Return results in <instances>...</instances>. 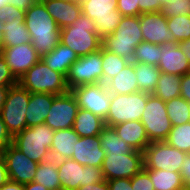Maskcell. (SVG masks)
I'll use <instances>...</instances> for the list:
<instances>
[{"label": "cell", "mask_w": 190, "mask_h": 190, "mask_svg": "<svg viewBox=\"0 0 190 190\" xmlns=\"http://www.w3.org/2000/svg\"><path fill=\"white\" fill-rule=\"evenodd\" d=\"M6 59L7 65L19 80L34 64L41 60L32 43L3 47L0 51Z\"/></svg>", "instance_id": "e0dca14e"}, {"label": "cell", "mask_w": 190, "mask_h": 190, "mask_svg": "<svg viewBox=\"0 0 190 190\" xmlns=\"http://www.w3.org/2000/svg\"><path fill=\"white\" fill-rule=\"evenodd\" d=\"M145 127L149 142L165 141L172 129L165 101L148 93V100L140 120Z\"/></svg>", "instance_id": "7c38bea8"}, {"label": "cell", "mask_w": 190, "mask_h": 190, "mask_svg": "<svg viewBox=\"0 0 190 190\" xmlns=\"http://www.w3.org/2000/svg\"><path fill=\"white\" fill-rule=\"evenodd\" d=\"M18 83V80L11 73L6 59L0 52V86L10 87Z\"/></svg>", "instance_id": "7bdbcfd3"}, {"label": "cell", "mask_w": 190, "mask_h": 190, "mask_svg": "<svg viewBox=\"0 0 190 190\" xmlns=\"http://www.w3.org/2000/svg\"><path fill=\"white\" fill-rule=\"evenodd\" d=\"M56 96L51 93H30V101L26 112L27 127L44 123Z\"/></svg>", "instance_id": "603a6c76"}, {"label": "cell", "mask_w": 190, "mask_h": 190, "mask_svg": "<svg viewBox=\"0 0 190 190\" xmlns=\"http://www.w3.org/2000/svg\"><path fill=\"white\" fill-rule=\"evenodd\" d=\"M181 93V76L173 74H160L153 95L167 102L180 96Z\"/></svg>", "instance_id": "4dcf8cb0"}, {"label": "cell", "mask_w": 190, "mask_h": 190, "mask_svg": "<svg viewBox=\"0 0 190 190\" xmlns=\"http://www.w3.org/2000/svg\"><path fill=\"white\" fill-rule=\"evenodd\" d=\"M39 0H10L9 4L13 5L19 10L26 11L29 9L32 5L37 3Z\"/></svg>", "instance_id": "c3c4849f"}, {"label": "cell", "mask_w": 190, "mask_h": 190, "mask_svg": "<svg viewBox=\"0 0 190 190\" xmlns=\"http://www.w3.org/2000/svg\"><path fill=\"white\" fill-rule=\"evenodd\" d=\"M18 83L29 93H51L63 95L68 93L66 76L59 71L51 70L42 59L34 64Z\"/></svg>", "instance_id": "277c9868"}, {"label": "cell", "mask_w": 190, "mask_h": 190, "mask_svg": "<svg viewBox=\"0 0 190 190\" xmlns=\"http://www.w3.org/2000/svg\"><path fill=\"white\" fill-rule=\"evenodd\" d=\"M105 126L103 118L79 108L72 128L80 137H92L100 135Z\"/></svg>", "instance_id": "484cf974"}, {"label": "cell", "mask_w": 190, "mask_h": 190, "mask_svg": "<svg viewBox=\"0 0 190 190\" xmlns=\"http://www.w3.org/2000/svg\"><path fill=\"white\" fill-rule=\"evenodd\" d=\"M170 146L175 147L186 153H190V122L172 126L167 139Z\"/></svg>", "instance_id": "d590c367"}, {"label": "cell", "mask_w": 190, "mask_h": 190, "mask_svg": "<svg viewBox=\"0 0 190 190\" xmlns=\"http://www.w3.org/2000/svg\"><path fill=\"white\" fill-rule=\"evenodd\" d=\"M66 1H70V2H74V3L81 4V2H82L83 0H66Z\"/></svg>", "instance_id": "94428289"}, {"label": "cell", "mask_w": 190, "mask_h": 190, "mask_svg": "<svg viewBox=\"0 0 190 190\" xmlns=\"http://www.w3.org/2000/svg\"><path fill=\"white\" fill-rule=\"evenodd\" d=\"M130 180L131 186L134 190H155L154 185L148 175V169L144 167Z\"/></svg>", "instance_id": "ab89813d"}, {"label": "cell", "mask_w": 190, "mask_h": 190, "mask_svg": "<svg viewBox=\"0 0 190 190\" xmlns=\"http://www.w3.org/2000/svg\"><path fill=\"white\" fill-rule=\"evenodd\" d=\"M24 20L25 19V11L19 10L11 4L5 5L0 9V21L5 23L13 20Z\"/></svg>", "instance_id": "b9f144b4"}, {"label": "cell", "mask_w": 190, "mask_h": 190, "mask_svg": "<svg viewBox=\"0 0 190 190\" xmlns=\"http://www.w3.org/2000/svg\"><path fill=\"white\" fill-rule=\"evenodd\" d=\"M117 11L123 16H139L141 0H118Z\"/></svg>", "instance_id": "60d3db41"}, {"label": "cell", "mask_w": 190, "mask_h": 190, "mask_svg": "<svg viewBox=\"0 0 190 190\" xmlns=\"http://www.w3.org/2000/svg\"><path fill=\"white\" fill-rule=\"evenodd\" d=\"M148 175L155 190H182L185 184L178 172L164 170H148Z\"/></svg>", "instance_id": "1f68e13d"}, {"label": "cell", "mask_w": 190, "mask_h": 190, "mask_svg": "<svg viewBox=\"0 0 190 190\" xmlns=\"http://www.w3.org/2000/svg\"><path fill=\"white\" fill-rule=\"evenodd\" d=\"M99 136L101 140V148L106 154L125 155L134 150L118 137L113 127L105 126Z\"/></svg>", "instance_id": "d6a6232c"}, {"label": "cell", "mask_w": 190, "mask_h": 190, "mask_svg": "<svg viewBox=\"0 0 190 190\" xmlns=\"http://www.w3.org/2000/svg\"><path fill=\"white\" fill-rule=\"evenodd\" d=\"M23 186H24V190H48L44 186L36 182H31Z\"/></svg>", "instance_id": "11a10c76"}, {"label": "cell", "mask_w": 190, "mask_h": 190, "mask_svg": "<svg viewBox=\"0 0 190 190\" xmlns=\"http://www.w3.org/2000/svg\"><path fill=\"white\" fill-rule=\"evenodd\" d=\"M102 47L99 51L79 57L69 68L66 83L69 90L82 85L103 83Z\"/></svg>", "instance_id": "8fae6325"}, {"label": "cell", "mask_w": 190, "mask_h": 190, "mask_svg": "<svg viewBox=\"0 0 190 190\" xmlns=\"http://www.w3.org/2000/svg\"><path fill=\"white\" fill-rule=\"evenodd\" d=\"M112 127L118 137L134 150L143 152L150 144L145 127L141 121H126Z\"/></svg>", "instance_id": "7402d4cb"}, {"label": "cell", "mask_w": 190, "mask_h": 190, "mask_svg": "<svg viewBox=\"0 0 190 190\" xmlns=\"http://www.w3.org/2000/svg\"><path fill=\"white\" fill-rule=\"evenodd\" d=\"M10 0H0V9L9 4Z\"/></svg>", "instance_id": "91938a15"}, {"label": "cell", "mask_w": 190, "mask_h": 190, "mask_svg": "<svg viewBox=\"0 0 190 190\" xmlns=\"http://www.w3.org/2000/svg\"><path fill=\"white\" fill-rule=\"evenodd\" d=\"M143 41L156 45L174 43L167 26V19L161 12L142 13L139 15Z\"/></svg>", "instance_id": "ac0fdd59"}, {"label": "cell", "mask_w": 190, "mask_h": 190, "mask_svg": "<svg viewBox=\"0 0 190 190\" xmlns=\"http://www.w3.org/2000/svg\"><path fill=\"white\" fill-rule=\"evenodd\" d=\"M60 29L72 25L82 14L81 4L66 0H40Z\"/></svg>", "instance_id": "44dd1931"}, {"label": "cell", "mask_w": 190, "mask_h": 190, "mask_svg": "<svg viewBox=\"0 0 190 190\" xmlns=\"http://www.w3.org/2000/svg\"><path fill=\"white\" fill-rule=\"evenodd\" d=\"M3 31H4V23L0 21V51L3 48Z\"/></svg>", "instance_id": "680465c9"}, {"label": "cell", "mask_w": 190, "mask_h": 190, "mask_svg": "<svg viewBox=\"0 0 190 190\" xmlns=\"http://www.w3.org/2000/svg\"><path fill=\"white\" fill-rule=\"evenodd\" d=\"M33 182L41 184L48 190H61L57 160L49 158L39 163Z\"/></svg>", "instance_id": "83f0119b"}, {"label": "cell", "mask_w": 190, "mask_h": 190, "mask_svg": "<svg viewBox=\"0 0 190 190\" xmlns=\"http://www.w3.org/2000/svg\"><path fill=\"white\" fill-rule=\"evenodd\" d=\"M166 18L190 15V0H173L162 6L160 11Z\"/></svg>", "instance_id": "f35d334b"}, {"label": "cell", "mask_w": 190, "mask_h": 190, "mask_svg": "<svg viewBox=\"0 0 190 190\" xmlns=\"http://www.w3.org/2000/svg\"><path fill=\"white\" fill-rule=\"evenodd\" d=\"M29 101L30 93L19 83L8 88L0 114L12 137L27 127L26 112Z\"/></svg>", "instance_id": "8992f818"}, {"label": "cell", "mask_w": 190, "mask_h": 190, "mask_svg": "<svg viewBox=\"0 0 190 190\" xmlns=\"http://www.w3.org/2000/svg\"><path fill=\"white\" fill-rule=\"evenodd\" d=\"M178 46L181 48L190 63V39L179 42Z\"/></svg>", "instance_id": "db71d44e"}, {"label": "cell", "mask_w": 190, "mask_h": 190, "mask_svg": "<svg viewBox=\"0 0 190 190\" xmlns=\"http://www.w3.org/2000/svg\"><path fill=\"white\" fill-rule=\"evenodd\" d=\"M77 54L66 45L59 43L55 49L41 57L42 61L53 71L65 76L71 65L78 59Z\"/></svg>", "instance_id": "d4e9b609"}, {"label": "cell", "mask_w": 190, "mask_h": 190, "mask_svg": "<svg viewBox=\"0 0 190 190\" xmlns=\"http://www.w3.org/2000/svg\"><path fill=\"white\" fill-rule=\"evenodd\" d=\"M166 19L175 43L190 39V15H179Z\"/></svg>", "instance_id": "74e56055"}, {"label": "cell", "mask_w": 190, "mask_h": 190, "mask_svg": "<svg viewBox=\"0 0 190 190\" xmlns=\"http://www.w3.org/2000/svg\"><path fill=\"white\" fill-rule=\"evenodd\" d=\"M80 109L92 112L105 120L111 101V94L103 83L82 85L70 90Z\"/></svg>", "instance_id": "5bb4252c"}, {"label": "cell", "mask_w": 190, "mask_h": 190, "mask_svg": "<svg viewBox=\"0 0 190 190\" xmlns=\"http://www.w3.org/2000/svg\"><path fill=\"white\" fill-rule=\"evenodd\" d=\"M173 0H155V12H160L163 5H166Z\"/></svg>", "instance_id": "6f0895ef"}, {"label": "cell", "mask_w": 190, "mask_h": 190, "mask_svg": "<svg viewBox=\"0 0 190 190\" xmlns=\"http://www.w3.org/2000/svg\"><path fill=\"white\" fill-rule=\"evenodd\" d=\"M180 96L190 102V73L181 76Z\"/></svg>", "instance_id": "bcb514c9"}, {"label": "cell", "mask_w": 190, "mask_h": 190, "mask_svg": "<svg viewBox=\"0 0 190 190\" xmlns=\"http://www.w3.org/2000/svg\"><path fill=\"white\" fill-rule=\"evenodd\" d=\"M137 77V86L141 92L153 94L156 89L161 71L155 65H149L142 62H132Z\"/></svg>", "instance_id": "f1b7e54d"}, {"label": "cell", "mask_w": 190, "mask_h": 190, "mask_svg": "<svg viewBox=\"0 0 190 190\" xmlns=\"http://www.w3.org/2000/svg\"><path fill=\"white\" fill-rule=\"evenodd\" d=\"M155 12V0H141V14Z\"/></svg>", "instance_id": "816d5d0a"}, {"label": "cell", "mask_w": 190, "mask_h": 190, "mask_svg": "<svg viewBox=\"0 0 190 190\" xmlns=\"http://www.w3.org/2000/svg\"><path fill=\"white\" fill-rule=\"evenodd\" d=\"M9 180L22 185L33 182L38 163L25 156L13 143L2 150Z\"/></svg>", "instance_id": "9a60e30c"}, {"label": "cell", "mask_w": 190, "mask_h": 190, "mask_svg": "<svg viewBox=\"0 0 190 190\" xmlns=\"http://www.w3.org/2000/svg\"><path fill=\"white\" fill-rule=\"evenodd\" d=\"M79 139L80 136L76 134L73 128L56 130L50 148L51 158H55L57 161L71 159Z\"/></svg>", "instance_id": "cb8c5ba5"}, {"label": "cell", "mask_w": 190, "mask_h": 190, "mask_svg": "<svg viewBox=\"0 0 190 190\" xmlns=\"http://www.w3.org/2000/svg\"><path fill=\"white\" fill-rule=\"evenodd\" d=\"M160 50L162 54L157 67L162 73L179 76L189 73L190 63L178 43L161 44Z\"/></svg>", "instance_id": "d6986e66"}, {"label": "cell", "mask_w": 190, "mask_h": 190, "mask_svg": "<svg viewBox=\"0 0 190 190\" xmlns=\"http://www.w3.org/2000/svg\"><path fill=\"white\" fill-rule=\"evenodd\" d=\"M60 43L81 57L99 51L103 40L96 33L94 21L81 14L72 25L60 29Z\"/></svg>", "instance_id": "7a4b0ae2"}, {"label": "cell", "mask_w": 190, "mask_h": 190, "mask_svg": "<svg viewBox=\"0 0 190 190\" xmlns=\"http://www.w3.org/2000/svg\"><path fill=\"white\" fill-rule=\"evenodd\" d=\"M3 47L23 45L31 43L30 33L26 28L24 20H13L4 23Z\"/></svg>", "instance_id": "f546056e"}, {"label": "cell", "mask_w": 190, "mask_h": 190, "mask_svg": "<svg viewBox=\"0 0 190 190\" xmlns=\"http://www.w3.org/2000/svg\"><path fill=\"white\" fill-rule=\"evenodd\" d=\"M143 41L139 16H123L117 29L103 39V47L109 52L133 61L134 51Z\"/></svg>", "instance_id": "3957f363"}, {"label": "cell", "mask_w": 190, "mask_h": 190, "mask_svg": "<svg viewBox=\"0 0 190 190\" xmlns=\"http://www.w3.org/2000/svg\"><path fill=\"white\" fill-rule=\"evenodd\" d=\"M137 77L134 71V65L130 62L127 67L122 69L117 76L110 79L105 85L107 91L111 94H131L135 92H139V88L137 86Z\"/></svg>", "instance_id": "4316f807"}, {"label": "cell", "mask_w": 190, "mask_h": 190, "mask_svg": "<svg viewBox=\"0 0 190 190\" xmlns=\"http://www.w3.org/2000/svg\"><path fill=\"white\" fill-rule=\"evenodd\" d=\"M109 190H134L129 178L108 180Z\"/></svg>", "instance_id": "f6af8a7d"}, {"label": "cell", "mask_w": 190, "mask_h": 190, "mask_svg": "<svg viewBox=\"0 0 190 190\" xmlns=\"http://www.w3.org/2000/svg\"><path fill=\"white\" fill-rule=\"evenodd\" d=\"M102 69H103V84H106L110 79L117 76L130 63L126 58L120 57L115 53L109 52L102 46Z\"/></svg>", "instance_id": "836d02e7"}, {"label": "cell", "mask_w": 190, "mask_h": 190, "mask_svg": "<svg viewBox=\"0 0 190 190\" xmlns=\"http://www.w3.org/2000/svg\"><path fill=\"white\" fill-rule=\"evenodd\" d=\"M118 0H83L82 14L94 21L97 35L103 40L118 27L123 15L117 11Z\"/></svg>", "instance_id": "ba28073f"}, {"label": "cell", "mask_w": 190, "mask_h": 190, "mask_svg": "<svg viewBox=\"0 0 190 190\" xmlns=\"http://www.w3.org/2000/svg\"><path fill=\"white\" fill-rule=\"evenodd\" d=\"M144 167L143 152L133 150L125 155L106 154L101 170L106 181L113 179H131Z\"/></svg>", "instance_id": "4fadbf2b"}, {"label": "cell", "mask_w": 190, "mask_h": 190, "mask_svg": "<svg viewBox=\"0 0 190 190\" xmlns=\"http://www.w3.org/2000/svg\"><path fill=\"white\" fill-rule=\"evenodd\" d=\"M74 150L75 151L71 159L77 161L83 166L101 168L106 156V152L101 148L99 135L92 137H80Z\"/></svg>", "instance_id": "ffe728a7"}, {"label": "cell", "mask_w": 190, "mask_h": 190, "mask_svg": "<svg viewBox=\"0 0 190 190\" xmlns=\"http://www.w3.org/2000/svg\"><path fill=\"white\" fill-rule=\"evenodd\" d=\"M188 153L170 146L166 141H155L143 151L144 168L178 172Z\"/></svg>", "instance_id": "9c48e42d"}, {"label": "cell", "mask_w": 190, "mask_h": 190, "mask_svg": "<svg viewBox=\"0 0 190 190\" xmlns=\"http://www.w3.org/2000/svg\"><path fill=\"white\" fill-rule=\"evenodd\" d=\"M8 88L9 87L0 86V112L4 105Z\"/></svg>", "instance_id": "9f6ffc18"}, {"label": "cell", "mask_w": 190, "mask_h": 190, "mask_svg": "<svg viewBox=\"0 0 190 190\" xmlns=\"http://www.w3.org/2000/svg\"><path fill=\"white\" fill-rule=\"evenodd\" d=\"M12 143H13V137L7 131V128L0 114V148L4 150L7 146H9Z\"/></svg>", "instance_id": "ee69618b"}, {"label": "cell", "mask_w": 190, "mask_h": 190, "mask_svg": "<svg viewBox=\"0 0 190 190\" xmlns=\"http://www.w3.org/2000/svg\"><path fill=\"white\" fill-rule=\"evenodd\" d=\"M77 190H109V186L108 182L104 180L103 182L81 186Z\"/></svg>", "instance_id": "f907efd6"}, {"label": "cell", "mask_w": 190, "mask_h": 190, "mask_svg": "<svg viewBox=\"0 0 190 190\" xmlns=\"http://www.w3.org/2000/svg\"><path fill=\"white\" fill-rule=\"evenodd\" d=\"M148 100V93L135 92L131 94L111 95L109 112L105 125L112 127L126 121H140Z\"/></svg>", "instance_id": "52a82bcc"}, {"label": "cell", "mask_w": 190, "mask_h": 190, "mask_svg": "<svg viewBox=\"0 0 190 190\" xmlns=\"http://www.w3.org/2000/svg\"><path fill=\"white\" fill-rule=\"evenodd\" d=\"M24 22L31 43L41 57L60 43V27L40 0L25 11Z\"/></svg>", "instance_id": "6da1fadb"}, {"label": "cell", "mask_w": 190, "mask_h": 190, "mask_svg": "<svg viewBox=\"0 0 190 190\" xmlns=\"http://www.w3.org/2000/svg\"><path fill=\"white\" fill-rule=\"evenodd\" d=\"M78 109L77 100L71 91L57 95L44 123L53 131L72 128Z\"/></svg>", "instance_id": "2e32d148"}, {"label": "cell", "mask_w": 190, "mask_h": 190, "mask_svg": "<svg viewBox=\"0 0 190 190\" xmlns=\"http://www.w3.org/2000/svg\"><path fill=\"white\" fill-rule=\"evenodd\" d=\"M182 190H190V189H189L188 187L185 186Z\"/></svg>", "instance_id": "6125c7cd"}, {"label": "cell", "mask_w": 190, "mask_h": 190, "mask_svg": "<svg viewBox=\"0 0 190 190\" xmlns=\"http://www.w3.org/2000/svg\"><path fill=\"white\" fill-rule=\"evenodd\" d=\"M167 115L172 126L182 125L190 122V107L188 101L181 96L175 97L165 102Z\"/></svg>", "instance_id": "e575fe53"}, {"label": "cell", "mask_w": 190, "mask_h": 190, "mask_svg": "<svg viewBox=\"0 0 190 190\" xmlns=\"http://www.w3.org/2000/svg\"><path fill=\"white\" fill-rule=\"evenodd\" d=\"M61 190H77L84 185L103 182L100 167L83 166L72 159L57 161Z\"/></svg>", "instance_id": "30bf717a"}, {"label": "cell", "mask_w": 190, "mask_h": 190, "mask_svg": "<svg viewBox=\"0 0 190 190\" xmlns=\"http://www.w3.org/2000/svg\"><path fill=\"white\" fill-rule=\"evenodd\" d=\"M160 45L142 41L136 46L132 62H142L157 66L161 58Z\"/></svg>", "instance_id": "8d00e7d4"}, {"label": "cell", "mask_w": 190, "mask_h": 190, "mask_svg": "<svg viewBox=\"0 0 190 190\" xmlns=\"http://www.w3.org/2000/svg\"><path fill=\"white\" fill-rule=\"evenodd\" d=\"M180 174L185 186L190 184V153L187 154L184 162L182 163Z\"/></svg>", "instance_id": "7dc6e473"}, {"label": "cell", "mask_w": 190, "mask_h": 190, "mask_svg": "<svg viewBox=\"0 0 190 190\" xmlns=\"http://www.w3.org/2000/svg\"><path fill=\"white\" fill-rule=\"evenodd\" d=\"M0 190H24V186L20 183L9 180L0 188Z\"/></svg>", "instance_id": "f5cc1de1"}, {"label": "cell", "mask_w": 190, "mask_h": 190, "mask_svg": "<svg viewBox=\"0 0 190 190\" xmlns=\"http://www.w3.org/2000/svg\"><path fill=\"white\" fill-rule=\"evenodd\" d=\"M54 132L45 123L26 127L13 137V144L36 163L51 158L50 148Z\"/></svg>", "instance_id": "5b68a950"}, {"label": "cell", "mask_w": 190, "mask_h": 190, "mask_svg": "<svg viewBox=\"0 0 190 190\" xmlns=\"http://www.w3.org/2000/svg\"><path fill=\"white\" fill-rule=\"evenodd\" d=\"M9 181L6 162L3 155H0V188Z\"/></svg>", "instance_id": "681fc988"}]
</instances>
